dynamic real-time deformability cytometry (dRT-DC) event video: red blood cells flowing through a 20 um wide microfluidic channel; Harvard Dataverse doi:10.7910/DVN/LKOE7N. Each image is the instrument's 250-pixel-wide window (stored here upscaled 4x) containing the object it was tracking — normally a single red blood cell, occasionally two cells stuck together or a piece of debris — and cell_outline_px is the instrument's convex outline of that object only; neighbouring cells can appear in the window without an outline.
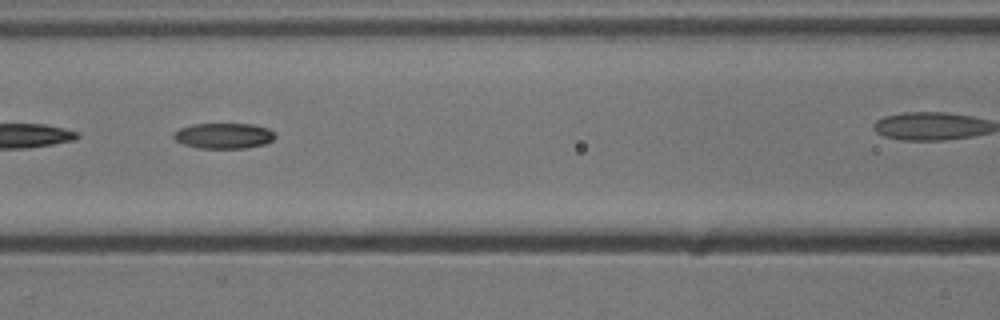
{"species": "common noctule bat (a hibernating species)", "species_latin": "Nyctalus noctula", "temperature_condition": "cold", "stored_images_in_passage": 10, "camera_frame_rate_fps": 3000, "um_per_image_px": 0.085, "animal": {"sex": "male", "body_mass_g": 13.3}, "frame": {"image": 1, "passage_image": 6, "time_ms": 1.667, "image_size_px": [1000, 320], "cell_outline_px": [[276, 136], [272, 140], [264, 144], [244, 148], [200, 148], [184, 144], [176, 140], [172, 136], [172, 132], [180, 128], [192, 124], [252, 124], [268, 128]], "centroid_in_image_um": [18.99, 11.53], "position_along_channel_um": 147.6, "area_um2": 15.03}}
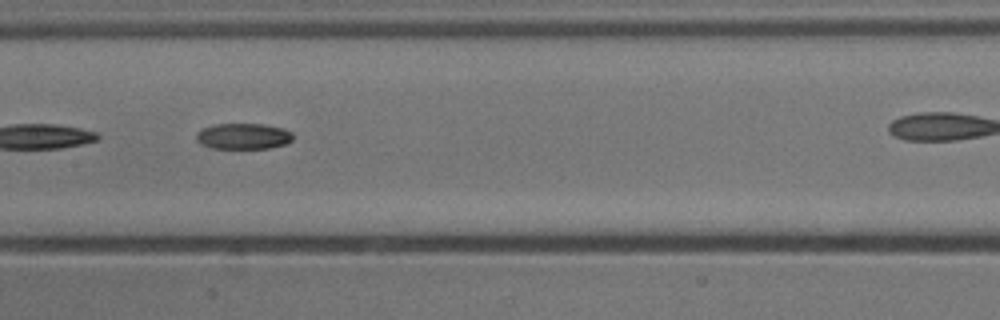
{"frame": {"image": 2, "passage_image": 7, "time_ms": 2.0, "image_size_px": [1000, 320], "cell_outline_px": [[292, 140], [284, 144], [268, 148], [212, 148], [200, 144], [196, 140], [196, 132], [212, 124], [264, 124], [284, 128], [292, 132]], "centroid_in_image_um": [20.66, 11.57], "position_along_channel_um": 186.7, "area_um2": 14.62}}
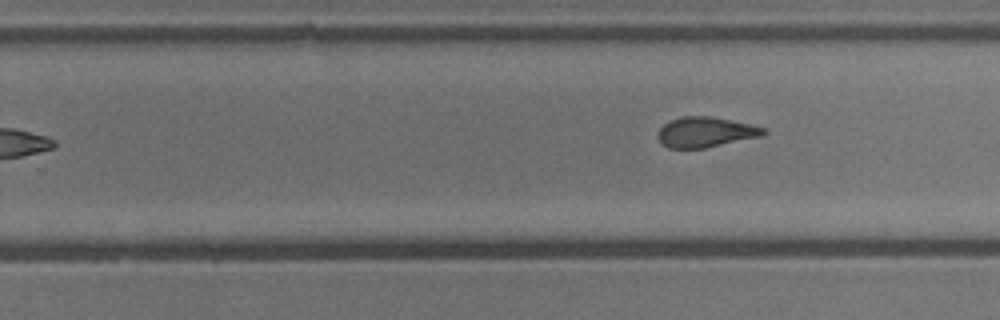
{"frame": {"image": 3, "passage_image": 10, "time_ms": 3.0, "image_size_px": [1000, 320], "cell_outline_px": [[768, 132], [764, 136], [704, 148], [668, 148], [656, 136], [660, 128], [668, 120], [684, 116], [712, 116], [768, 128]], "centroid_in_image_um": [60.01, 11.22], "position_along_channel_um": 269.8, "area_um2": 18.79}}